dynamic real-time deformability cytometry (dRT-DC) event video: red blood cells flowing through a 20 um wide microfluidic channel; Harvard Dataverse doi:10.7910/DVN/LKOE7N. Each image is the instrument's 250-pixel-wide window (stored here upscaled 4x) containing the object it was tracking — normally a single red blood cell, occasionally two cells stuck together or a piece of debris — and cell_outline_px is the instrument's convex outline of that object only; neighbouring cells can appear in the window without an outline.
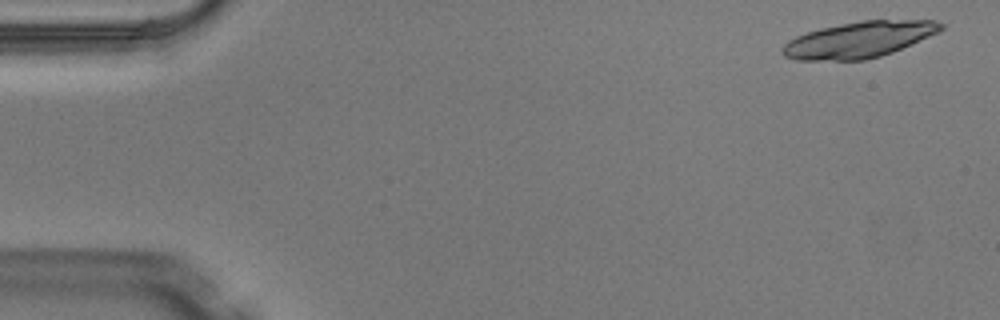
{"species": "Egyptian fruit bat (a non-hibernating species)", "species_latin": "Rousettus aegyptiacus", "temperature_condition": "warm", "stored_images_in_passage": 4, "camera_frame_rate_fps": 3000, "um_per_image_px": 0.085, "animal": {"sex": "male"}, "frame": {"image": 1, "passage_image": 1, "time_ms": 0.0, "image_size_px": [1000, 320], "cell_outline_px": [[944, 28], [940, 32], [892, 52], [880, 56], [864, 60], [796, 60], [784, 56], [784, 44], [788, 40], [796, 36], [820, 28], [840, 24], [864, 20], [932, 20], [944, 24]], "centroid_in_image_um": [73.04, 3.37], "position_along_channel_um": 12.0, "area_um2": 33.06}}